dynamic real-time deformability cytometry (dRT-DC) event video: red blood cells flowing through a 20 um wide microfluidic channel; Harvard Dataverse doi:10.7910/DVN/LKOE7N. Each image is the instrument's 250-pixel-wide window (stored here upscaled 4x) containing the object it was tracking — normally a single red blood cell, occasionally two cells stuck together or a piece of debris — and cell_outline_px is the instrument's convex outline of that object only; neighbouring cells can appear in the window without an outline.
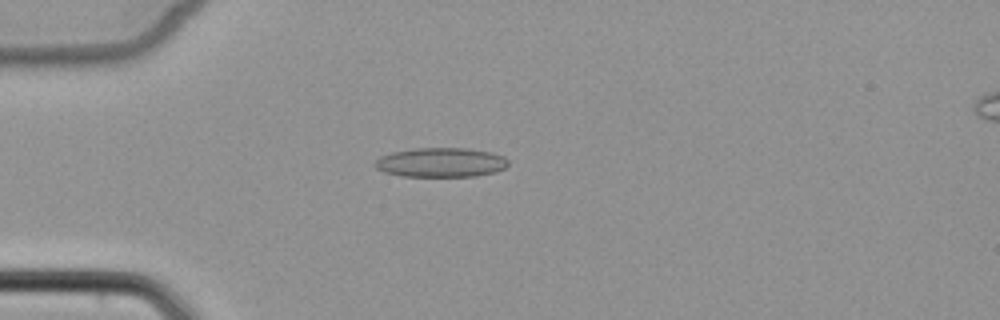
{"species": "common noctule bat (a hibernating species)", "species_latin": "Nyctalus noctula", "temperature_condition": "cold", "stored_images_in_passage": 3, "camera_frame_rate_fps": 3000, "um_per_image_px": 0.085, "animal": {"sex": "female", "body_mass_g": 22.7, "forearm_length_mm": 54.2}, "frame": {"image": 1, "passage_image": 2, "time_ms": 2.333, "image_size_px": [1000, 320], "cell_outline_px": [[508, 164], [504, 168], [496, 172], [476, 176], [400, 176], [384, 172], [376, 168], [372, 164], [380, 156], [392, 152], [416, 148], [468, 148], [492, 152], [504, 156], [508, 160]], "centroid_in_image_um": [37.47, 13.8], "position_along_channel_um": 47.5, "area_um2": 23.0}}